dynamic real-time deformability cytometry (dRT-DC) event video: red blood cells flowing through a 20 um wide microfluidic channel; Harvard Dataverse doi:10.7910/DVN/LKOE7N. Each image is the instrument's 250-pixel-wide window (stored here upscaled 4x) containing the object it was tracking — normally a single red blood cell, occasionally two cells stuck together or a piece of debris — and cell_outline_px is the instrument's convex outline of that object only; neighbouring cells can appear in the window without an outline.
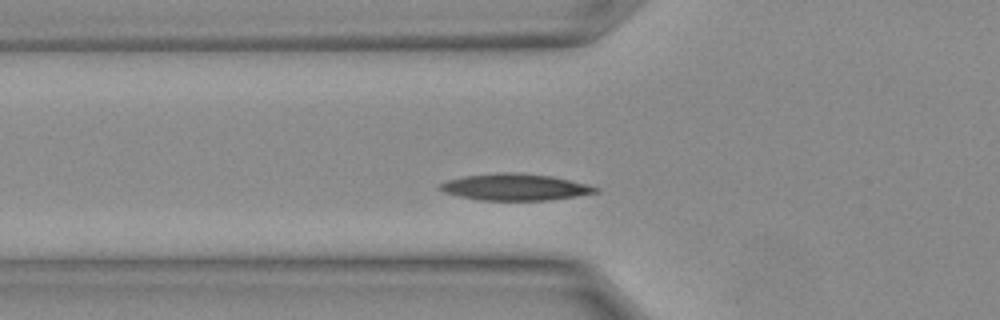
{"species": "Egyptian fruit bat (a non-hibernating species)", "species_latin": "Rousettus aegyptiacus", "temperature_condition": "warm", "stored_images_in_passage": 14, "camera_frame_rate_fps": 3000, "um_per_image_px": 0.085, "animal": {"sex": "female"}, "frame": {"image": 1, "passage_image": 3, "time_ms": 0.667, "image_size_px": [1000, 320], "cell_outline_px": [[600, 192], [552, 200], [480, 200], [460, 196], [444, 192], [436, 184], [448, 180], [464, 176], [500, 172], [512, 172], [552, 176], [588, 184], [600, 188]], "centroid_in_image_um": [43.81, 15.9], "position_along_channel_um": 82.0, "area_um2": 24.16}}
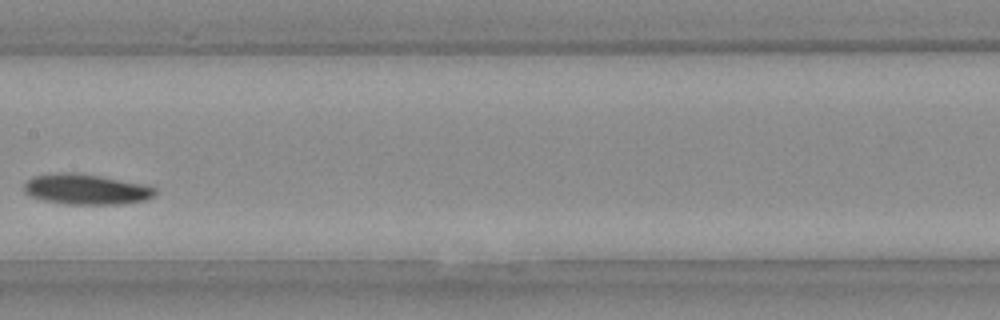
{"frame": {"image": 2, "passage_image": 8, "time_ms": 2.333, "image_size_px": [1000, 320], "cell_outline_px": [[156, 196], [144, 200], [124, 204], [64, 204], [44, 200], [32, 196], [24, 192], [24, 184], [32, 176], [64, 172], [68, 172], [96, 176], [148, 184], [156, 188]], "centroid_in_image_um": [7.36, 16.1], "position_along_channel_um": 200.0, "area_um2": 23.18}}
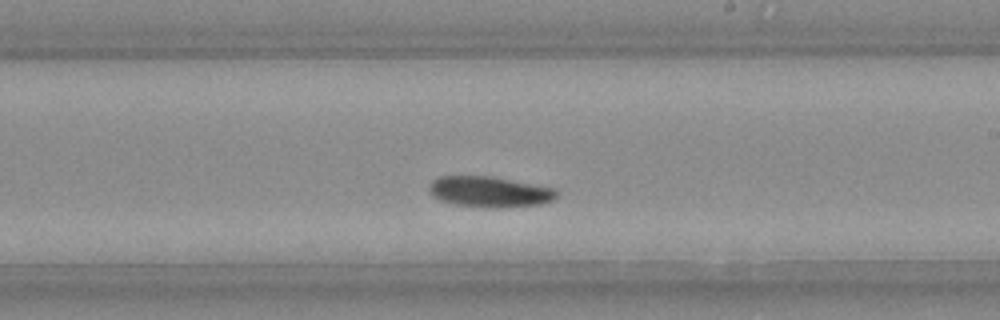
{"frame": {"image": 3, "passage_image": 10, "time_ms": 3.0, "image_size_px": [1000, 320], "cell_outline_px": [[556, 196], [552, 200], [540, 204], [504, 208], [484, 208], [452, 204], [440, 200], [432, 196], [428, 192], [428, 184], [432, 180], [440, 176], [492, 176], [556, 188]], "centroid_in_image_um": [41.56, 16.31], "position_along_channel_um": 247.4, "area_um2": 23.24}}